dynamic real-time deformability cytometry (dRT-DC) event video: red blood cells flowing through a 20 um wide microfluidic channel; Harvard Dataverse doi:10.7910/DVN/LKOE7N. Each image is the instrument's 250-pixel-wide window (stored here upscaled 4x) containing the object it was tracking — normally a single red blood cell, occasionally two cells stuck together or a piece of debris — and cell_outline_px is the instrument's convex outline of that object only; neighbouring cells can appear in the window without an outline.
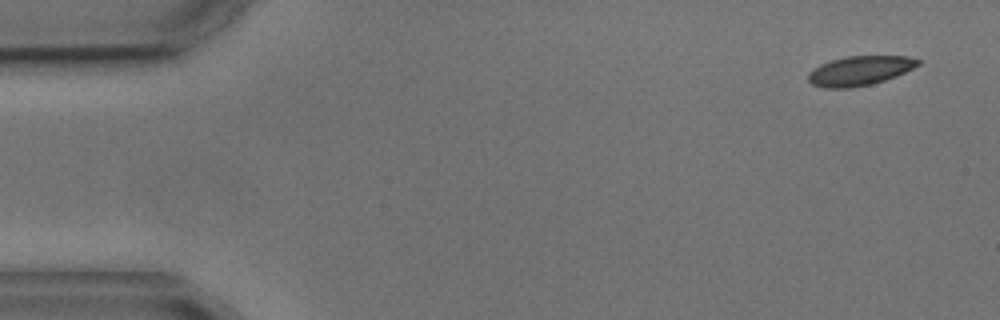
{"species": "common noctule bat (a hibernating species)", "species_latin": "Nyctalus noctula", "temperature_condition": "cold", "stored_images_in_passage": 8, "camera_frame_rate_fps": 3000, "um_per_image_px": 0.085, "animal": {"sex": "male", "body_mass_g": 17.9, "forearm_length_mm": 54.2}, "frame": {"image": 1, "passage_image": 1, "time_ms": 0.0, "image_size_px": [1000, 320], "cell_outline_px": [[920, 64], [896, 76], [872, 84], [848, 88], [824, 88], [812, 84], [808, 80], [808, 72], [820, 64], [832, 60], [848, 56], [908, 56], [920, 60]], "centroid_in_image_um": [73.06, 6.01], "position_along_channel_um": 11.9, "area_um2": 18.73}}
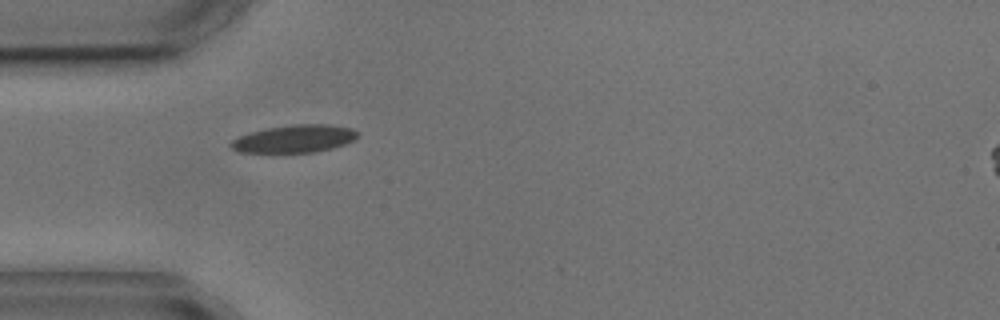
{"frame": {"image": 2, "passage_image": 4, "time_ms": 4.333, "image_size_px": [1000, 320], "cell_outline_px": [[360, 136], [344, 144], [332, 148], [316, 152], [240, 152], [232, 148], [228, 144], [232, 140], [240, 136], [252, 132], [268, 128], [292, 124], [324, 124], [352, 128]], "centroid_in_image_um": [25.03, 11.79], "position_along_channel_um": 60.0, "area_um2": 20.17}}
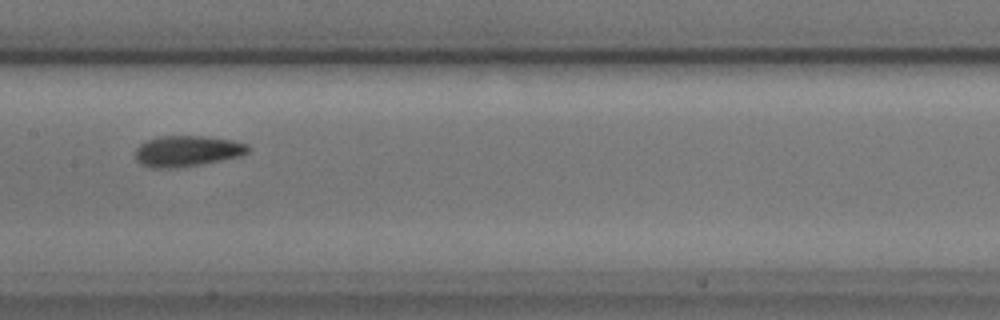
{"frame": {"image": 3, "passage_image": 7, "time_ms": 8.0, "image_size_px": [1000, 320], "cell_outline_px": [[252, 148], [248, 152], [240, 156], [204, 164], [168, 168], [152, 168], [140, 164], [136, 160], [136, 148], [140, 144], [148, 140], [160, 136], [200, 136], [232, 140], [248, 144]], "centroid_in_image_um": [15.92, 12.84], "position_along_channel_um": 191.5, "area_um2": 20.29}}